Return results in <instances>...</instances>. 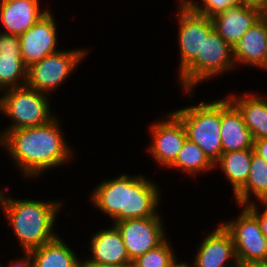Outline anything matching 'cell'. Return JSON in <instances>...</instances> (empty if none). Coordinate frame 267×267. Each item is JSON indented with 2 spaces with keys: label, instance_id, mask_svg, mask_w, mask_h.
Listing matches in <instances>:
<instances>
[{
  "label": "cell",
  "instance_id": "9c48e42d",
  "mask_svg": "<svg viewBox=\"0 0 267 267\" xmlns=\"http://www.w3.org/2000/svg\"><path fill=\"white\" fill-rule=\"evenodd\" d=\"M237 207L241 209L239 215L221 224L232 236L238 263L265 262L267 238L261 232L257 219L244 206Z\"/></svg>",
  "mask_w": 267,
  "mask_h": 267
},
{
  "label": "cell",
  "instance_id": "f546056e",
  "mask_svg": "<svg viewBox=\"0 0 267 267\" xmlns=\"http://www.w3.org/2000/svg\"><path fill=\"white\" fill-rule=\"evenodd\" d=\"M81 267H132V264H100L97 262H81Z\"/></svg>",
  "mask_w": 267,
  "mask_h": 267
},
{
  "label": "cell",
  "instance_id": "ac0fdd59",
  "mask_svg": "<svg viewBox=\"0 0 267 267\" xmlns=\"http://www.w3.org/2000/svg\"><path fill=\"white\" fill-rule=\"evenodd\" d=\"M214 29L233 47L248 29L260 19L256 8L247 7L244 4L229 6L211 17Z\"/></svg>",
  "mask_w": 267,
  "mask_h": 267
},
{
  "label": "cell",
  "instance_id": "30bf717a",
  "mask_svg": "<svg viewBox=\"0 0 267 267\" xmlns=\"http://www.w3.org/2000/svg\"><path fill=\"white\" fill-rule=\"evenodd\" d=\"M161 117L148 126L151 141L145 150L164 170L176 160L187 135L183 123L172 111L163 113Z\"/></svg>",
  "mask_w": 267,
  "mask_h": 267
},
{
  "label": "cell",
  "instance_id": "484cf974",
  "mask_svg": "<svg viewBox=\"0 0 267 267\" xmlns=\"http://www.w3.org/2000/svg\"><path fill=\"white\" fill-rule=\"evenodd\" d=\"M190 10L208 17L221 12L229 6L240 4V0H180Z\"/></svg>",
  "mask_w": 267,
  "mask_h": 267
},
{
  "label": "cell",
  "instance_id": "3957f363",
  "mask_svg": "<svg viewBox=\"0 0 267 267\" xmlns=\"http://www.w3.org/2000/svg\"><path fill=\"white\" fill-rule=\"evenodd\" d=\"M2 188L0 187V210L4 220L12 228L10 230L16 240L14 243L17 242L22 254L46 244L58 235L56 222L61 210L65 209V200L16 198L10 195V188Z\"/></svg>",
  "mask_w": 267,
  "mask_h": 267
},
{
  "label": "cell",
  "instance_id": "603a6c76",
  "mask_svg": "<svg viewBox=\"0 0 267 267\" xmlns=\"http://www.w3.org/2000/svg\"><path fill=\"white\" fill-rule=\"evenodd\" d=\"M254 197V198H253ZM236 206L267 203V163L254 151L251 169L245 185L233 196ZM255 201H252V200Z\"/></svg>",
  "mask_w": 267,
  "mask_h": 267
},
{
  "label": "cell",
  "instance_id": "83f0119b",
  "mask_svg": "<svg viewBox=\"0 0 267 267\" xmlns=\"http://www.w3.org/2000/svg\"><path fill=\"white\" fill-rule=\"evenodd\" d=\"M17 257L13 260H8L7 265L1 263L0 267H33V261L28 254L23 253V255H17Z\"/></svg>",
  "mask_w": 267,
  "mask_h": 267
},
{
  "label": "cell",
  "instance_id": "f1b7e54d",
  "mask_svg": "<svg viewBox=\"0 0 267 267\" xmlns=\"http://www.w3.org/2000/svg\"><path fill=\"white\" fill-rule=\"evenodd\" d=\"M253 150L257 155L261 156L267 163V137L253 140Z\"/></svg>",
  "mask_w": 267,
  "mask_h": 267
},
{
  "label": "cell",
  "instance_id": "4dcf8cb0",
  "mask_svg": "<svg viewBox=\"0 0 267 267\" xmlns=\"http://www.w3.org/2000/svg\"><path fill=\"white\" fill-rule=\"evenodd\" d=\"M241 4H244L247 7H252L260 9L266 0H240Z\"/></svg>",
  "mask_w": 267,
  "mask_h": 267
},
{
  "label": "cell",
  "instance_id": "52a82bcc",
  "mask_svg": "<svg viewBox=\"0 0 267 267\" xmlns=\"http://www.w3.org/2000/svg\"><path fill=\"white\" fill-rule=\"evenodd\" d=\"M90 49L83 47L66 49L46 56L27 68L26 86L39 92L51 94L67 83L73 72L86 60ZM75 70V71H74ZM59 88V89H58Z\"/></svg>",
  "mask_w": 267,
  "mask_h": 267
},
{
  "label": "cell",
  "instance_id": "8992f818",
  "mask_svg": "<svg viewBox=\"0 0 267 267\" xmlns=\"http://www.w3.org/2000/svg\"><path fill=\"white\" fill-rule=\"evenodd\" d=\"M52 98L27 86L11 88L0 93V114L11 121L3 127L7 131L44 125L56 115ZM53 112V113H52Z\"/></svg>",
  "mask_w": 267,
  "mask_h": 267
},
{
  "label": "cell",
  "instance_id": "5b68a950",
  "mask_svg": "<svg viewBox=\"0 0 267 267\" xmlns=\"http://www.w3.org/2000/svg\"><path fill=\"white\" fill-rule=\"evenodd\" d=\"M235 69L232 47L213 29L204 38L202 56H197L178 76L177 83L182 90L181 93L191 100L196 95L194 91L199 84L214 80L217 76L219 78L221 74L237 71Z\"/></svg>",
  "mask_w": 267,
  "mask_h": 267
},
{
  "label": "cell",
  "instance_id": "ba28073f",
  "mask_svg": "<svg viewBox=\"0 0 267 267\" xmlns=\"http://www.w3.org/2000/svg\"><path fill=\"white\" fill-rule=\"evenodd\" d=\"M177 43H178V73L179 76L196 58L202 56L204 38L214 29L211 17L190 10L180 0H177Z\"/></svg>",
  "mask_w": 267,
  "mask_h": 267
},
{
  "label": "cell",
  "instance_id": "e575fe53",
  "mask_svg": "<svg viewBox=\"0 0 267 267\" xmlns=\"http://www.w3.org/2000/svg\"><path fill=\"white\" fill-rule=\"evenodd\" d=\"M189 261H179L177 264H175L173 267H189V264H188Z\"/></svg>",
  "mask_w": 267,
  "mask_h": 267
},
{
  "label": "cell",
  "instance_id": "d6986e66",
  "mask_svg": "<svg viewBox=\"0 0 267 267\" xmlns=\"http://www.w3.org/2000/svg\"><path fill=\"white\" fill-rule=\"evenodd\" d=\"M267 53V21L257 20L232 47L236 69L242 66L259 69Z\"/></svg>",
  "mask_w": 267,
  "mask_h": 267
},
{
  "label": "cell",
  "instance_id": "7c38bea8",
  "mask_svg": "<svg viewBox=\"0 0 267 267\" xmlns=\"http://www.w3.org/2000/svg\"><path fill=\"white\" fill-rule=\"evenodd\" d=\"M51 9L19 36L21 57L27 68L62 49L58 47V39L61 35L58 31L56 16Z\"/></svg>",
  "mask_w": 267,
  "mask_h": 267
},
{
  "label": "cell",
  "instance_id": "5bb4252c",
  "mask_svg": "<svg viewBox=\"0 0 267 267\" xmlns=\"http://www.w3.org/2000/svg\"><path fill=\"white\" fill-rule=\"evenodd\" d=\"M108 227L102 225L99 230L91 233L87 257L83 255L82 262H97L100 264H132L122 236L114 224ZM105 228H104V227ZM103 228V229H102ZM90 244V245H89Z\"/></svg>",
  "mask_w": 267,
  "mask_h": 267
},
{
  "label": "cell",
  "instance_id": "1f68e13d",
  "mask_svg": "<svg viewBox=\"0 0 267 267\" xmlns=\"http://www.w3.org/2000/svg\"><path fill=\"white\" fill-rule=\"evenodd\" d=\"M238 267H267V262H256L249 264H238Z\"/></svg>",
  "mask_w": 267,
  "mask_h": 267
},
{
  "label": "cell",
  "instance_id": "6da1fadb",
  "mask_svg": "<svg viewBox=\"0 0 267 267\" xmlns=\"http://www.w3.org/2000/svg\"><path fill=\"white\" fill-rule=\"evenodd\" d=\"M61 123L59 115H56L44 125L5 133L4 151L22 179L34 182L49 170H58L74 162V156L78 154H74V147L63 133L65 130Z\"/></svg>",
  "mask_w": 267,
  "mask_h": 267
},
{
  "label": "cell",
  "instance_id": "44dd1931",
  "mask_svg": "<svg viewBox=\"0 0 267 267\" xmlns=\"http://www.w3.org/2000/svg\"><path fill=\"white\" fill-rule=\"evenodd\" d=\"M60 235L27 253L33 267H81L82 255L79 256L73 245H68Z\"/></svg>",
  "mask_w": 267,
  "mask_h": 267
},
{
  "label": "cell",
  "instance_id": "4fadbf2b",
  "mask_svg": "<svg viewBox=\"0 0 267 267\" xmlns=\"http://www.w3.org/2000/svg\"><path fill=\"white\" fill-rule=\"evenodd\" d=\"M219 225V226H218ZM201 238L189 267H238L231 234L221 223Z\"/></svg>",
  "mask_w": 267,
  "mask_h": 267
},
{
  "label": "cell",
  "instance_id": "d4e9b609",
  "mask_svg": "<svg viewBox=\"0 0 267 267\" xmlns=\"http://www.w3.org/2000/svg\"><path fill=\"white\" fill-rule=\"evenodd\" d=\"M172 244L167 237L160 245L133 260L132 267H173L180 259Z\"/></svg>",
  "mask_w": 267,
  "mask_h": 267
},
{
  "label": "cell",
  "instance_id": "d6a6232c",
  "mask_svg": "<svg viewBox=\"0 0 267 267\" xmlns=\"http://www.w3.org/2000/svg\"><path fill=\"white\" fill-rule=\"evenodd\" d=\"M258 11L260 18L267 21V0Z\"/></svg>",
  "mask_w": 267,
  "mask_h": 267
},
{
  "label": "cell",
  "instance_id": "277c9868",
  "mask_svg": "<svg viewBox=\"0 0 267 267\" xmlns=\"http://www.w3.org/2000/svg\"><path fill=\"white\" fill-rule=\"evenodd\" d=\"M171 110L183 123L187 138L197 144L215 164L223 153L220 98L211 101L201 100L196 104Z\"/></svg>",
  "mask_w": 267,
  "mask_h": 267
},
{
  "label": "cell",
  "instance_id": "7a4b0ae2",
  "mask_svg": "<svg viewBox=\"0 0 267 267\" xmlns=\"http://www.w3.org/2000/svg\"><path fill=\"white\" fill-rule=\"evenodd\" d=\"M147 175L119 173L92 189L89 201L111 224L127 219L155 217L162 205L161 185ZM160 185V186H159Z\"/></svg>",
  "mask_w": 267,
  "mask_h": 267
},
{
  "label": "cell",
  "instance_id": "d590c367",
  "mask_svg": "<svg viewBox=\"0 0 267 267\" xmlns=\"http://www.w3.org/2000/svg\"><path fill=\"white\" fill-rule=\"evenodd\" d=\"M261 70V72H266L267 74V53H266V57H265V62L263 63L262 67L259 69Z\"/></svg>",
  "mask_w": 267,
  "mask_h": 267
},
{
  "label": "cell",
  "instance_id": "2e32d148",
  "mask_svg": "<svg viewBox=\"0 0 267 267\" xmlns=\"http://www.w3.org/2000/svg\"><path fill=\"white\" fill-rule=\"evenodd\" d=\"M221 142L223 153L253 149V138L238 108L227 98H220Z\"/></svg>",
  "mask_w": 267,
  "mask_h": 267
},
{
  "label": "cell",
  "instance_id": "9a60e30c",
  "mask_svg": "<svg viewBox=\"0 0 267 267\" xmlns=\"http://www.w3.org/2000/svg\"><path fill=\"white\" fill-rule=\"evenodd\" d=\"M40 0H0V32L20 36L49 10ZM44 6V7H43ZM44 8V9H43Z\"/></svg>",
  "mask_w": 267,
  "mask_h": 267
},
{
  "label": "cell",
  "instance_id": "4316f807",
  "mask_svg": "<svg viewBox=\"0 0 267 267\" xmlns=\"http://www.w3.org/2000/svg\"><path fill=\"white\" fill-rule=\"evenodd\" d=\"M244 207L257 219L261 232L267 238V203H252Z\"/></svg>",
  "mask_w": 267,
  "mask_h": 267
},
{
  "label": "cell",
  "instance_id": "ffe728a7",
  "mask_svg": "<svg viewBox=\"0 0 267 267\" xmlns=\"http://www.w3.org/2000/svg\"><path fill=\"white\" fill-rule=\"evenodd\" d=\"M232 91L227 98L238 108L253 140L267 137V94L252 90Z\"/></svg>",
  "mask_w": 267,
  "mask_h": 267
},
{
  "label": "cell",
  "instance_id": "836d02e7",
  "mask_svg": "<svg viewBox=\"0 0 267 267\" xmlns=\"http://www.w3.org/2000/svg\"><path fill=\"white\" fill-rule=\"evenodd\" d=\"M0 148L2 149V151L3 152H5L4 151V143H5V134H4V132H3V129H2V127L0 126ZM3 147V148H2Z\"/></svg>",
  "mask_w": 267,
  "mask_h": 267
},
{
  "label": "cell",
  "instance_id": "8fae6325",
  "mask_svg": "<svg viewBox=\"0 0 267 267\" xmlns=\"http://www.w3.org/2000/svg\"><path fill=\"white\" fill-rule=\"evenodd\" d=\"M161 211L155 217L113 223L119 230L131 261L160 245L168 236Z\"/></svg>",
  "mask_w": 267,
  "mask_h": 267
},
{
  "label": "cell",
  "instance_id": "e0dca14e",
  "mask_svg": "<svg viewBox=\"0 0 267 267\" xmlns=\"http://www.w3.org/2000/svg\"><path fill=\"white\" fill-rule=\"evenodd\" d=\"M27 67L23 64L19 36L0 32V93L26 86Z\"/></svg>",
  "mask_w": 267,
  "mask_h": 267
},
{
  "label": "cell",
  "instance_id": "7402d4cb",
  "mask_svg": "<svg viewBox=\"0 0 267 267\" xmlns=\"http://www.w3.org/2000/svg\"><path fill=\"white\" fill-rule=\"evenodd\" d=\"M253 149L222 153L214 164V169L223 173L224 179L231 185L234 196L246 183L251 169Z\"/></svg>",
  "mask_w": 267,
  "mask_h": 267
},
{
  "label": "cell",
  "instance_id": "cb8c5ba5",
  "mask_svg": "<svg viewBox=\"0 0 267 267\" xmlns=\"http://www.w3.org/2000/svg\"><path fill=\"white\" fill-rule=\"evenodd\" d=\"M182 172L185 176L194 179L209 172H218L214 169V164L208 159L204 151L193 141L186 138L176 160L167 168Z\"/></svg>",
  "mask_w": 267,
  "mask_h": 267
}]
</instances>
